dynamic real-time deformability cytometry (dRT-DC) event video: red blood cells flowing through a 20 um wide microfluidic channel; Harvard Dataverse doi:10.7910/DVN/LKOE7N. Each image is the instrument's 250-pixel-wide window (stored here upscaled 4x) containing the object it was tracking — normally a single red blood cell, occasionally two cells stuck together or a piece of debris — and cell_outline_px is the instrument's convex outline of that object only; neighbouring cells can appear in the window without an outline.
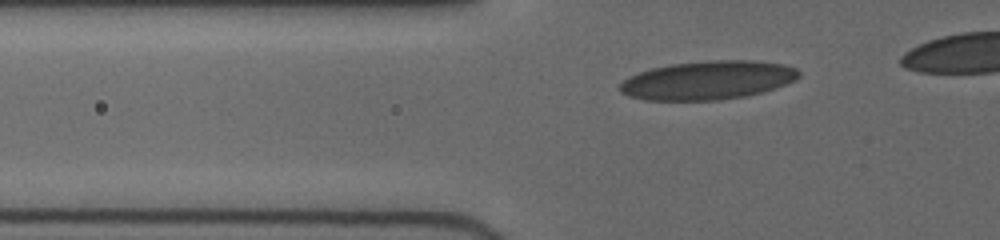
{"species": "human", "species_latin": "Homo sapiens", "temperature_condition": "cold", "stored_images_in_passage": 34, "camera_frame_rate_fps": 3000, "um_per_image_px": 0.085, "donor": {"sex": "female"}, "frame": {"image": 1, "passage_image": 5, "time_ms": 1.333, "image_size_px": [1000, 240], "cell_outline_px": [[800, 76], [796, 80], [760, 92], [744, 96], [720, 100], [644, 100], [628, 96], [620, 92], [620, 84], [628, 76], [652, 68], [672, 64], [708, 60], [756, 60], [784, 64], [796, 68], [800, 72]], "centroid_in_image_um": [60.15, 6.81], "position_along_channel_um": 65.6, "area_um2": 40.29}}
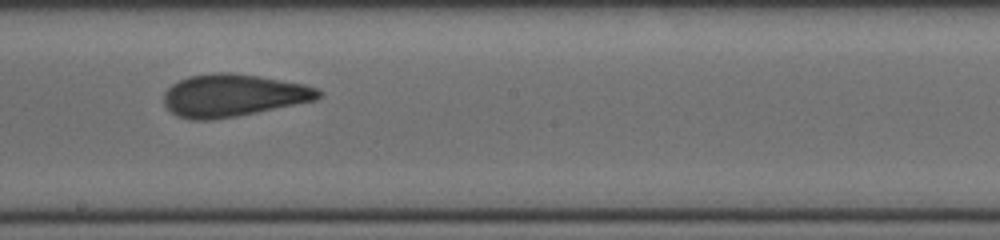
{"frame": {"image": 2, "passage_image": 18, "time_ms": 5.667, "image_size_px": [1000, 240], "cell_outline_px": [[324, 96], [316, 100], [236, 116], [208, 120], [188, 120], [176, 116], [164, 104], [164, 92], [172, 84], [188, 76], [216, 72], [232, 72], [260, 76], [304, 84], [320, 88], [324, 92]], "centroid_in_image_um": [19.84, 8.1], "position_along_channel_um": 228.4, "area_um2": 38.49}}
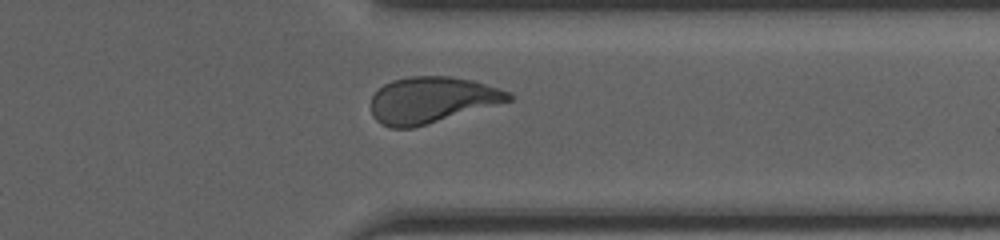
{"frame": {"image": 3, "passage_image": 29, "time_ms": 9.333, "image_size_px": [1000, 240], "cell_outline_px": [[516, 96], [512, 100], [412, 128], [392, 128], [380, 124], [372, 116], [372, 96], [384, 84], [392, 80], [408, 76], [452, 76], [472, 80], [500, 88], [512, 92]], "centroid_in_image_um": [36.71, 8.48], "position_along_channel_um": 374.7, "area_um2": 37.05}}